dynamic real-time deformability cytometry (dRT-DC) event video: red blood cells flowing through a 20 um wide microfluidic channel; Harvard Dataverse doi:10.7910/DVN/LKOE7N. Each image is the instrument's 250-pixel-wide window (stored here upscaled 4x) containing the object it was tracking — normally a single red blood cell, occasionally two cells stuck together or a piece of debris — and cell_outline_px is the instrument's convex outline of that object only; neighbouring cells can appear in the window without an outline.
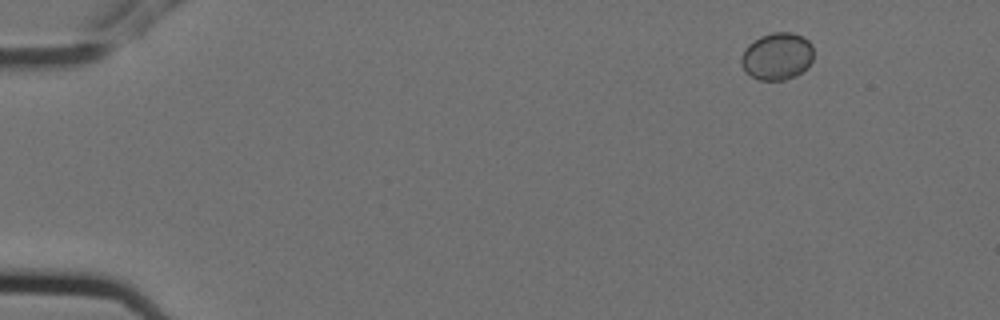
{"species": "Egyptian fruit bat (a non-hibernating species)", "species_latin": "Rousettus aegyptiacus", "temperature_condition": "cold", "stored_images_in_passage": 10, "camera_frame_rate_fps": 3000, "um_per_image_px": 0.085, "animal": {"sex": "female"}, "frame": {"image": 1, "passage_image": 1, "time_ms": 0.0, "image_size_px": [1000, 320], "cell_outline_px": [[812, 60], [808, 68], [796, 76], [784, 80], [760, 80], [744, 72], [740, 64], [740, 56], [744, 48], [748, 44], [760, 36], [772, 32], [792, 32], [804, 36], [812, 44]], "centroid_in_image_um": [66.03, 4.78], "position_along_channel_um": 19.0, "area_um2": 20.35}}
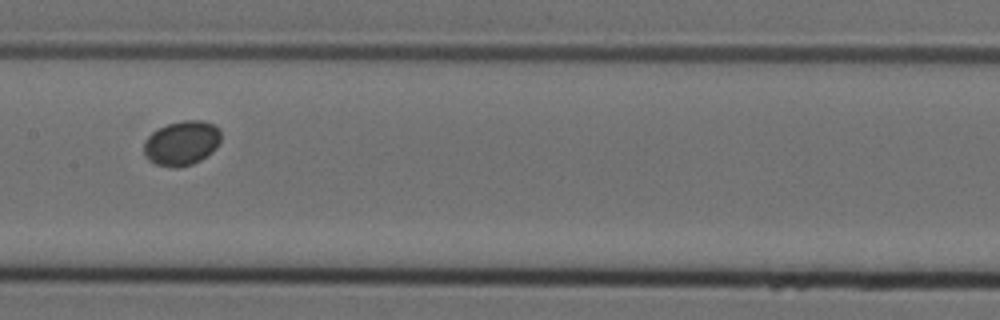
{"frame": {"image": 2, "passage_image": 7, "time_ms": 2.0, "image_size_px": [1000, 320], "cell_outline_px": [[220, 140], [216, 148], [212, 152], [200, 160], [192, 164], [180, 168], [172, 168], [156, 164], [148, 160], [144, 156], [144, 140], [152, 132], [168, 124], [184, 120], [204, 120], [220, 128]], "centroid_in_image_um": [15.44, 12.17], "position_along_channel_um": 192.0, "area_um2": 20.17}}
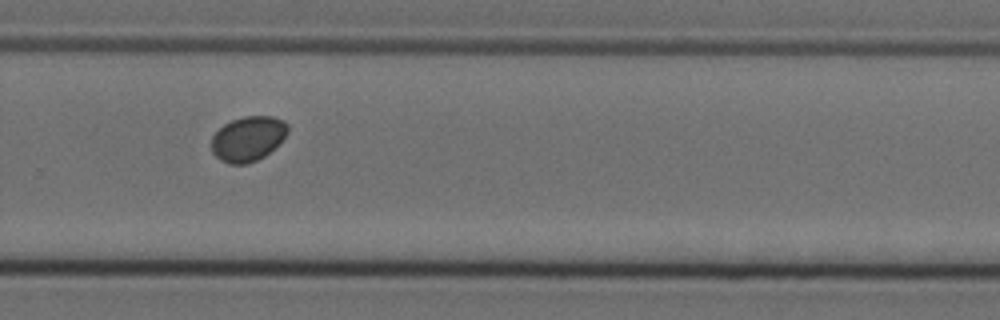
{"frame": {"image": 3, "passage_image": 10, "time_ms": 3.0, "image_size_px": [1000, 320], "cell_outline_px": [[288, 132], [264, 156], [256, 160], [244, 164], [228, 164], [220, 160], [212, 152], [212, 136], [224, 124], [232, 120], [244, 116], [272, 116], [284, 120], [288, 124]], "centroid_in_image_um": [21.06, 11.78], "position_along_channel_um": 308.7, "area_um2": 19.71}}